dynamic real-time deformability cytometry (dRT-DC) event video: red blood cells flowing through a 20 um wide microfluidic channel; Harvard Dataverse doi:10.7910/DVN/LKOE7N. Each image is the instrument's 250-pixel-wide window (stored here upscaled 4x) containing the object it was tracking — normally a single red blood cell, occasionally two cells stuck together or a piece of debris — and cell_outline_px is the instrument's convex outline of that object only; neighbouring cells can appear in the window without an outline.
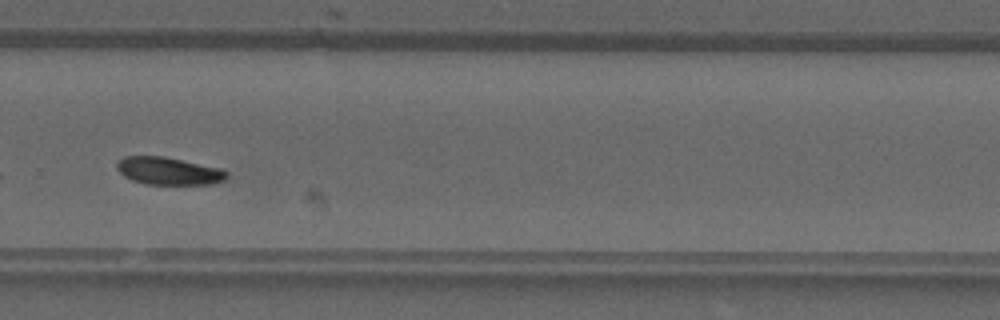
{"species": "common noctule bat (a hibernating species)", "species_latin": "Nyctalus noctula", "temperature_condition": "warm", "stored_images_in_passage": 27, "camera_frame_rate_fps": 3000, "um_per_image_px": 0.085, "animal": {"sex": "male", "forearm_length_mm": 52.5}, "frame": {"image": 1, "passage_image": 20, "time_ms": 6.333, "image_size_px": [1000, 320], "cell_outline_px": [[228, 176], [224, 180], [212, 184], [144, 184], [132, 180], [124, 176], [116, 168], [116, 164], [124, 156], [164, 156], [220, 168], [228, 172]], "centroid_in_image_um": [14.33, 14.53], "position_along_channel_um": 315.5, "area_um2": 17.63}}